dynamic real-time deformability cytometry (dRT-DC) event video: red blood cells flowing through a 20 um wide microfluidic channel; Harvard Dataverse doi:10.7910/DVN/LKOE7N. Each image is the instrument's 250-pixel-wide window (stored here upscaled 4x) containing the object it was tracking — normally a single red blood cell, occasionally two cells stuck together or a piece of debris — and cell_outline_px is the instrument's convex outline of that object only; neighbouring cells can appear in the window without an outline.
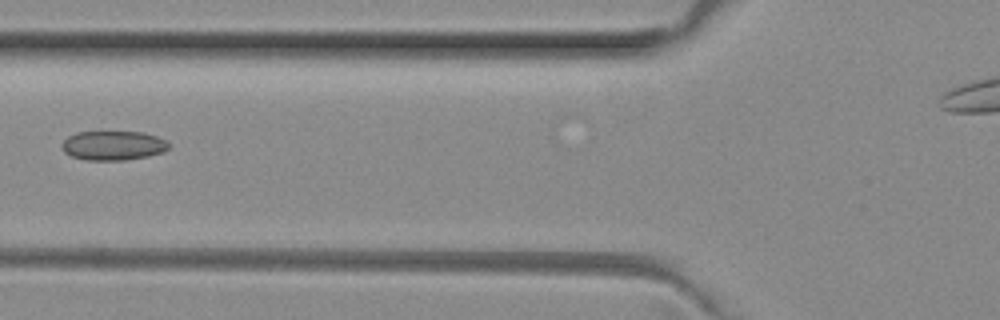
{"species": "common noctule bat (a hibernating species)", "species_latin": "Nyctalus noctula", "temperature_condition": "room temperature", "stored_images_in_passage": 3, "camera_frame_rate_fps": 3000, "um_per_image_px": 0.085, "animal": {"sex": "female", "body_mass_g": 29.2, "forearm_length_mm": 56.3}, "frame": {"image": 1, "passage_image": 2, "time_ms": 0.333, "image_size_px": [1000, 320], "cell_outline_px": [[168, 148], [164, 152], [148, 156], [124, 160], [84, 160], [72, 156], [64, 152], [60, 144], [68, 136], [76, 132], [144, 132], [156, 136], [164, 140], [168, 144]], "centroid_in_image_um": [9.59, 12.37], "position_along_channel_um": 116.2, "area_um2": 18.26}}
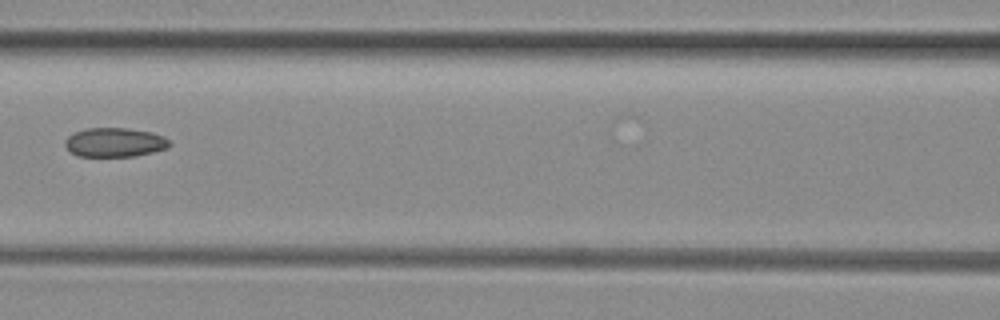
{"frame": {"image": 2, "passage_image": 3, "time_ms": 0.667, "image_size_px": [1000, 320], "cell_outline_px": [[172, 144], [168, 148], [136, 156], [76, 156], [64, 144], [64, 140], [68, 136], [76, 132], [88, 128], [128, 128], [152, 132], [164, 136]], "centroid_in_image_um": [9.78, 12.1], "position_along_channel_um": 156.8, "area_um2": 17.74}}